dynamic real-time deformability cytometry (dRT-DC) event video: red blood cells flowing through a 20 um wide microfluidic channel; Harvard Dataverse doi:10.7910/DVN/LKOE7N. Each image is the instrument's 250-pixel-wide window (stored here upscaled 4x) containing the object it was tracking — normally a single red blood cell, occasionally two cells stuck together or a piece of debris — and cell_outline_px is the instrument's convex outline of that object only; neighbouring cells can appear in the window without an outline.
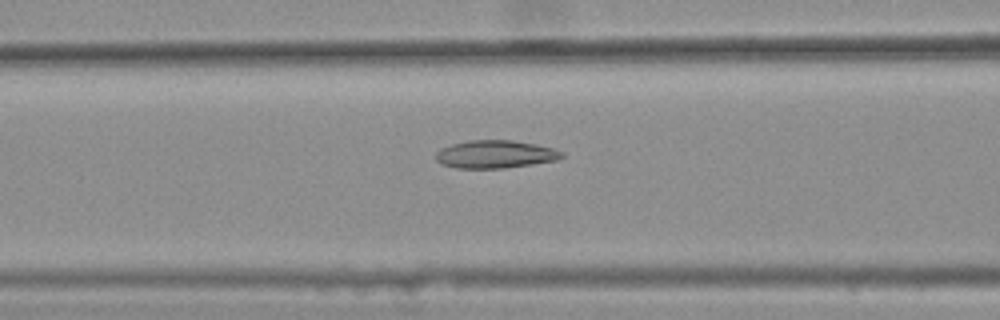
{"species": "common noctule bat (a hibernating species)", "species_latin": "Nyctalus noctula", "temperature_condition": "warm", "stored_images_in_passage": 16, "camera_frame_rate_fps": 3000, "um_per_image_px": 0.085, "animal": {"sex": "female", "body_mass_g": 25.1}, "frame": {"image": 1, "passage_image": 14, "time_ms": 4.333, "image_size_px": [1000, 320], "cell_outline_px": [[564, 156], [556, 160], [532, 164], [504, 168], [456, 168], [440, 164], [436, 160], [436, 152], [440, 148], [452, 144], [468, 140], [512, 140], [536, 144], [552, 148], [564, 152]], "centroid_in_image_um": [42.07, 13.11], "position_along_channel_um": 124.5, "area_um2": 20.52}}